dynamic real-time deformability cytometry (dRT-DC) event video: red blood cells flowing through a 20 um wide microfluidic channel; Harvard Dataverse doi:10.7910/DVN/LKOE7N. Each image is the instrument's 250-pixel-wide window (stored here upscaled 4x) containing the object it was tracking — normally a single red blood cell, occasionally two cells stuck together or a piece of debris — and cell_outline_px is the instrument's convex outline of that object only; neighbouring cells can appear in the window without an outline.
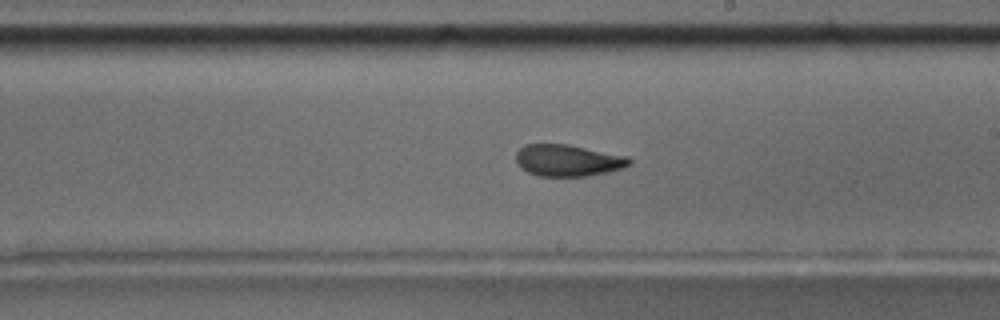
{"species": "common noctule bat (a hibernating species)", "species_latin": "Nyctalus noctula", "temperature_condition": "room temperature", "stored_images_in_passage": 54, "camera_frame_rate_fps": 3000, "um_per_image_px": 0.085, "animal": {"sex": "male", "body_mass_g": 17.5, "forearm_length_mm": 52.3}, "frame": {"image": 1, "passage_image": 31, "time_ms": 10.0, "image_size_px": [1000, 320], "cell_outline_px": [[632, 164], [624, 168], [608, 172], [588, 176], [540, 176], [528, 172], [520, 168], [516, 160], [516, 152], [524, 144], [568, 144], [628, 156], [632, 160]], "centroid_in_image_um": [48.3, 13.63], "position_along_channel_um": 240.7, "area_um2": 21.15}, "authors_computed_cell_mechanics": {"area_um2": 21.2415, "velocity_mm_per_s": 3.6686, "shape_relaxation_time_tau1_ms": 6.0373, "shape_relaxation_time_tau2_ms": 2.3811, "deformation_change_tau1": 0.1523, "deformation_change_tau2": 0.0818}}